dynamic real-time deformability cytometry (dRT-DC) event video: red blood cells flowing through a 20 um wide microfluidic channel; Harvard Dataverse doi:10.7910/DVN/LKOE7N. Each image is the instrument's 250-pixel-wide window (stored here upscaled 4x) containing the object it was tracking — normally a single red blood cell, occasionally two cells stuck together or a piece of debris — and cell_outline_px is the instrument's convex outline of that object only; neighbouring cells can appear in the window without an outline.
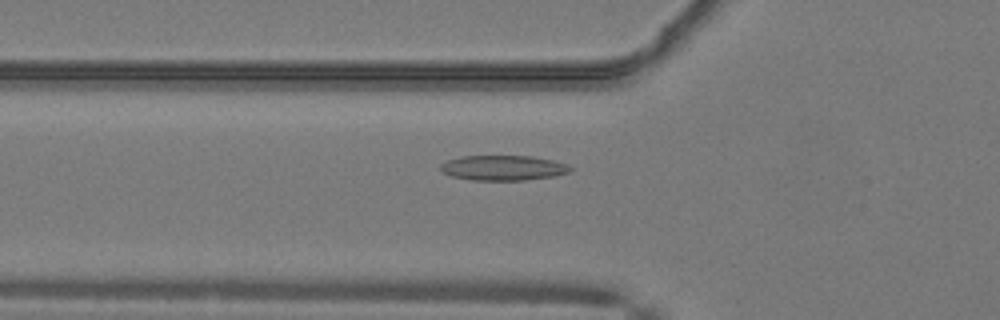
{"species": "common noctule bat (a hibernating species)", "species_latin": "Nyctalus noctula", "temperature_condition": "warm", "stored_images_in_passage": 41, "camera_frame_rate_fps": 3000, "um_per_image_px": 0.085, "animal": {"sex": "male", "body_mass_g": 19.2, "forearm_length_mm": 51.8}, "frame": {"image": 1, "passage_image": 9, "time_ms": 2.667, "image_size_px": [1000, 320], "cell_outline_px": [[572, 172], [556, 176], [524, 180], [472, 180], [452, 176], [444, 172], [440, 168], [440, 164], [448, 160], [460, 156], [532, 156], [552, 160], [568, 164], [572, 168]], "centroid_in_image_um": [42.82, 14.27], "position_along_channel_um": 83.0, "area_um2": 19.02}}
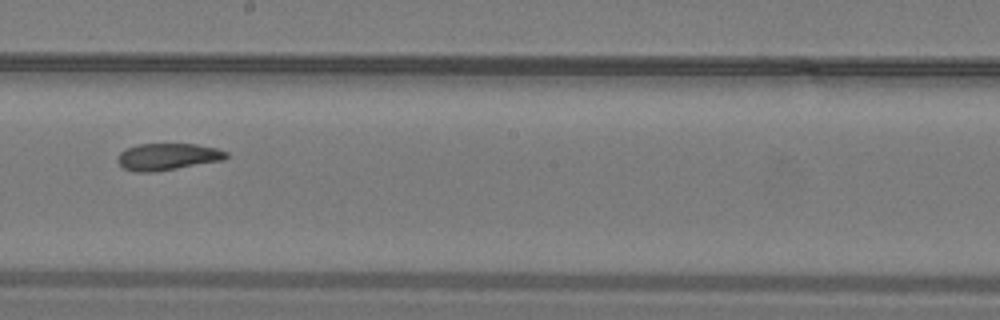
{"frame": {"image": 2, "passage_image": 20, "time_ms": 6.333, "image_size_px": [1000, 320], "cell_outline_px": [[228, 156], [224, 160], [152, 172], [136, 172], [124, 168], [116, 160], [120, 152], [124, 148], [136, 144], [196, 144], [216, 148], [228, 152]], "centroid_in_image_um": [14.22, 13.31], "position_along_channel_um": 234.0, "area_um2": 16.99}}
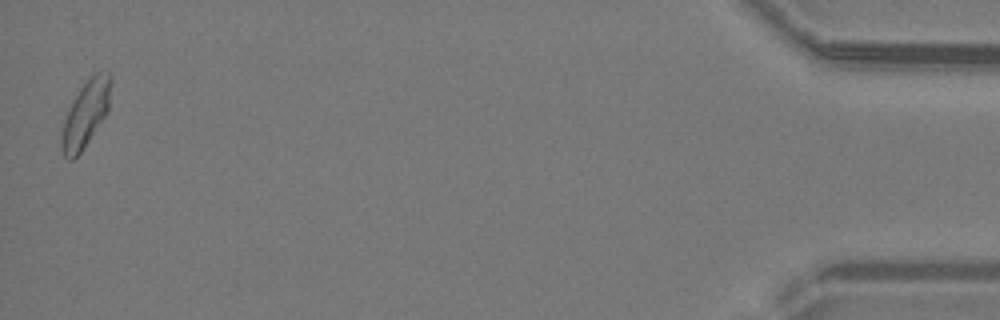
{"frame": {"image": 3, "passage_image": 41, "time_ms": 13.333, "image_size_px": [1000, 320], "cell_outline_px": [[112, 80], [108, 112], [80, 152], [72, 160], [68, 160], [64, 156], [60, 144], [60, 140], [64, 120], [80, 88], [96, 72], [108, 72], [112, 76]], "centroid_in_image_um": [7.3, 9.68], "position_along_channel_um": 427.9, "area_um2": 18.61}, "authors_computed_cell_mechanics": {"area_um2": 17.7446, "velocity_mm_per_s": 4.0854, "shape_relaxation_time_tau1_ms": 10.6795, "shape_relaxation_time_tau2_ms": 2.7712, "deformation_change_tau1": 0.2202, "deformation_change_tau2": 0.0844}}